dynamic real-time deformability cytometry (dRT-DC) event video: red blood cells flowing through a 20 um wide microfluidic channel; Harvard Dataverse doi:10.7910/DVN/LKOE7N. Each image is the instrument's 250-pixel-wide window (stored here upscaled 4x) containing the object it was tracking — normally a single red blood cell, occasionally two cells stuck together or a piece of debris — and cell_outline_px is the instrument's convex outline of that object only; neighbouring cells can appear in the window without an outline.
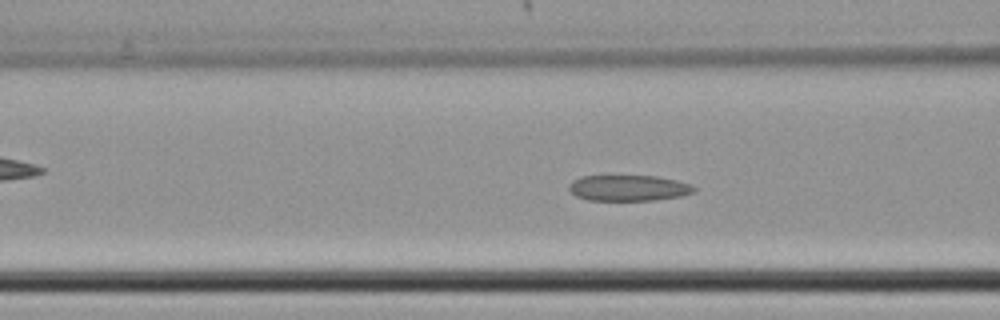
{"species": "common noctule bat (a hibernating species)", "species_latin": "Nyctalus noctula", "temperature_condition": "cold", "stored_images_in_passage": 66, "camera_frame_rate_fps": 3000, "um_per_image_px": 0.085, "animal": {"sex": "female", "body_mass_g": 22.7, "forearm_length_mm": 54.2}, "frame": {"image": 1, "passage_image": 29, "time_ms": 9.333, "image_size_px": [1000, 320], "cell_outline_px": [[696, 188], [692, 192], [680, 196], [652, 200], [588, 200], [576, 196], [568, 188], [568, 184], [572, 180], [580, 176], [656, 176], [676, 180], [692, 184]], "centroid_in_image_um": [53.39, 15.97], "position_along_channel_um": 113.2, "area_um2": 18.79}}
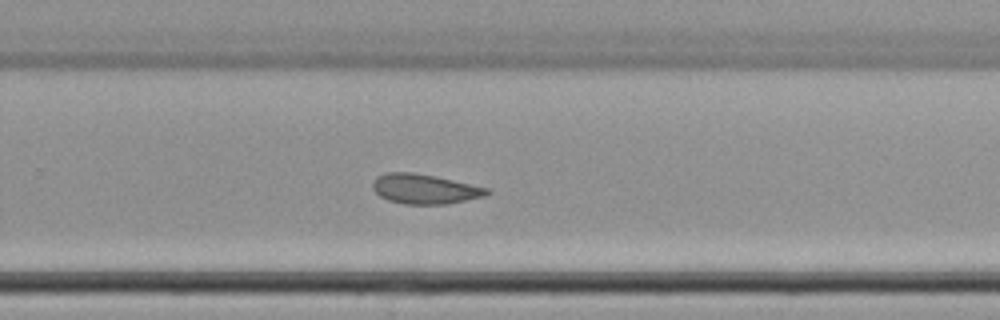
{"frame": {"image": 2, "passage_image": 45, "time_ms": 14.667, "image_size_px": [1000, 320], "cell_outline_px": [[492, 192], [488, 196], [448, 204], [404, 204], [388, 200], [380, 196], [372, 188], [372, 180], [376, 176], [388, 172], [412, 172], [436, 176], [488, 188]], "centroid_in_image_um": [36.11, 16.06], "position_along_channel_um": 293.7, "area_um2": 20.06}}
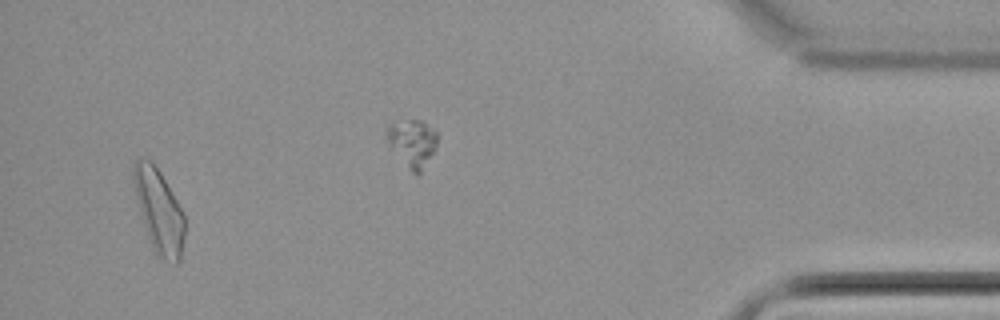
{"frame": {"image": 3, "passage_image": 63, "time_ms": 20.667, "image_size_px": [1000, 320], "cell_outline_px": [[184, 236], [180, 260], [176, 264], [164, 260], [152, 248], [144, 224], [136, 196], [132, 180], [132, 164], [140, 156], [144, 156], [160, 172], [184, 212]], "centroid_in_image_um": [13.5, 17.9], "position_along_channel_um": 421.7, "area_um2": 24.68}, "authors_computed_cell_mechanics": {"area_um2": 20.9525, "velocity_mm_per_s": 3.3826, "shape_relaxation_time_tau1_ms": null, "shape_relaxation_time_tau2_ms": 7.0716, "deformation_change_tau1": null, "deformation_change_tau2": 0.1132}}